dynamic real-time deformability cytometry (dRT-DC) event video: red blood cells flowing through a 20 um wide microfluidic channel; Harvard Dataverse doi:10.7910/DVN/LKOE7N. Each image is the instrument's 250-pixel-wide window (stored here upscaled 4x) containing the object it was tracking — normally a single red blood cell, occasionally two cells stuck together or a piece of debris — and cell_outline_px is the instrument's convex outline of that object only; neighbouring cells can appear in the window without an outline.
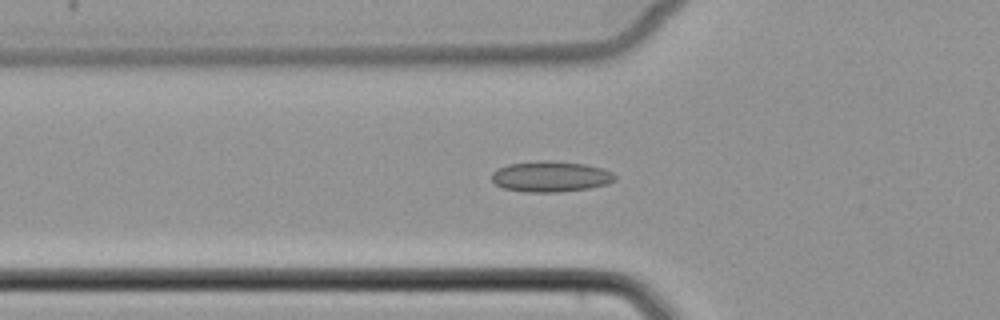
{"species": "common noctule bat (a hibernating species)", "species_latin": "Nyctalus noctula", "temperature_condition": "cold", "stored_images_in_passage": 44, "camera_frame_rate_fps": 3000, "um_per_image_px": 0.085, "animal": {"sex": "female", "body_mass_g": 22.7, "forearm_length_mm": 54.2}, "frame": {"image": 1, "passage_image": 14, "time_ms": 4.333, "image_size_px": [1000, 320], "cell_outline_px": [[616, 180], [608, 184], [588, 188], [560, 192], [524, 192], [504, 188], [496, 184], [492, 180], [492, 172], [496, 168], [508, 164], [540, 160], [548, 160], [584, 164], [600, 168], [612, 172], [616, 176]], "centroid_in_image_um": [46.79, 15.0], "position_along_channel_um": 79.0, "area_um2": 22.14}}
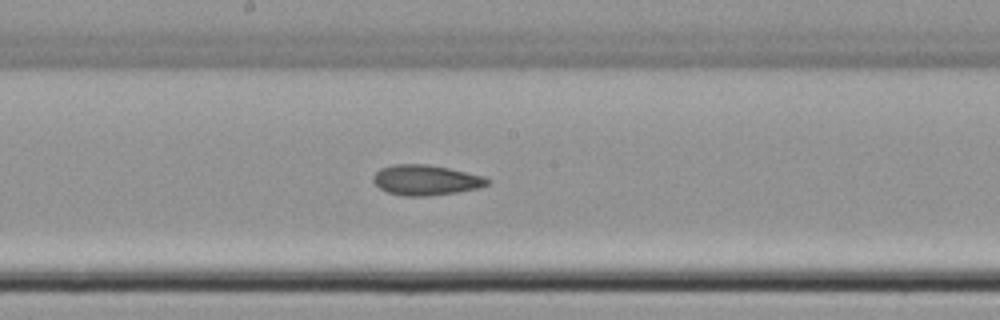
{"frame": {"image": 2, "passage_image": 24, "time_ms": 7.667, "image_size_px": [1000, 320], "cell_outline_px": [[492, 180], [488, 184], [480, 188], [456, 192], [428, 196], [404, 196], [388, 192], [380, 188], [372, 180], [372, 176], [380, 168], [392, 164], [428, 164], [448, 168], [484, 176]], "centroid_in_image_um": [36.2, 15.3], "position_along_channel_um": 212.0, "area_um2": 20.23}}
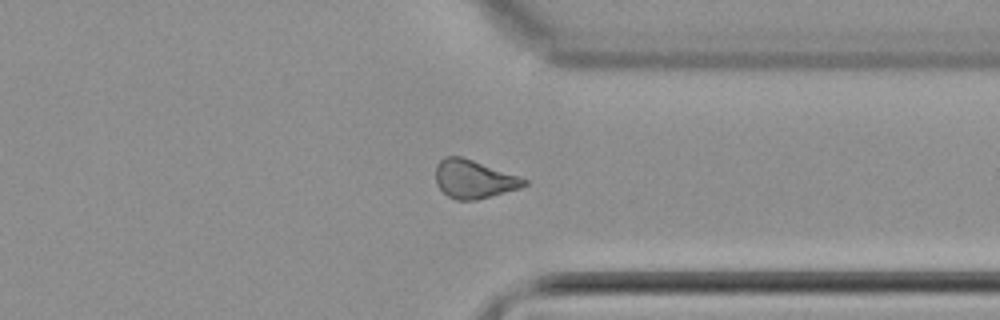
{"frame": {"image": 3, "passage_image": 36, "time_ms": 11.667, "image_size_px": [1000, 320], "cell_outline_px": [[528, 184], [520, 188], [476, 200], [456, 200], [448, 196], [436, 184], [436, 164], [444, 156], [460, 156], [520, 176], [528, 180]], "centroid_in_image_um": [40.28, 15.22], "position_along_channel_um": 371.1, "area_um2": 19.71}}